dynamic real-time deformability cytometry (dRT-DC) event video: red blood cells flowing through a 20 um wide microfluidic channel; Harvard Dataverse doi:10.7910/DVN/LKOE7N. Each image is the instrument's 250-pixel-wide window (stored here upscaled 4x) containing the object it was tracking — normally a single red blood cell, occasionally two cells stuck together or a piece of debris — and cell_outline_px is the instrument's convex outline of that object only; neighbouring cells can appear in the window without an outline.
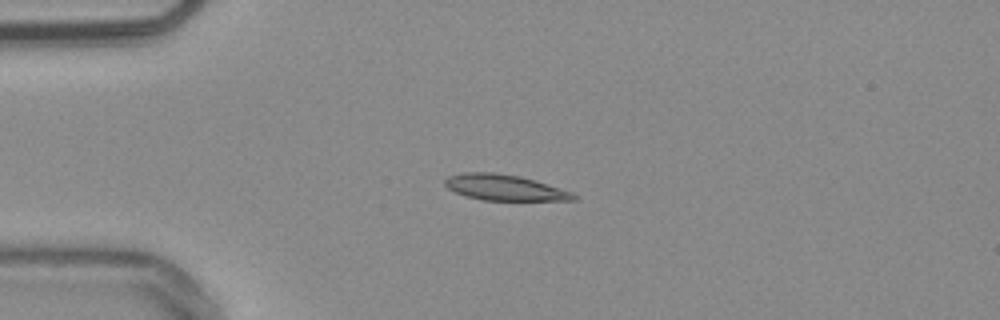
{"species": "common noctule bat (a hibernating species)", "species_latin": "Nyctalus noctula", "temperature_condition": "warm", "stored_images_in_passage": 41, "camera_frame_rate_fps": 3000, "um_per_image_px": 0.085, "animal": {"sex": "male", "body_mass_g": 20.4}, "frame": {"image": 1, "passage_image": 1, "time_ms": 0.0, "image_size_px": [1000, 320], "cell_outline_px": [[580, 196], [576, 200], [484, 200], [468, 196], [456, 192], [448, 188], [444, 184], [444, 180], [448, 176], [464, 172], [496, 172], [520, 176], [572, 192]], "centroid_in_image_um": [42.89, 15.93], "position_along_channel_um": 42.1, "area_um2": 19.19}}
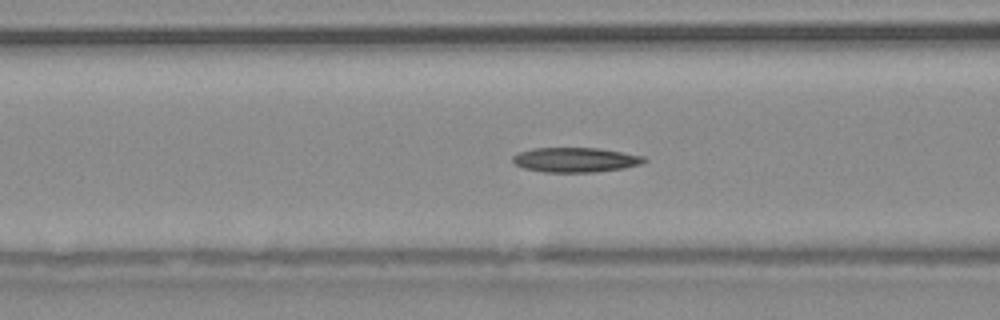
{"frame": {"image": 2, "passage_image": 9, "time_ms": 2.667, "image_size_px": [1000, 320], "cell_outline_px": [[648, 160], [640, 164], [624, 168], [596, 172], [544, 172], [524, 168], [516, 164], [512, 160], [512, 156], [516, 152], [532, 148], [596, 148], [644, 156]], "centroid_in_image_um": [48.88, 13.58], "position_along_channel_um": 117.7, "area_um2": 18.9}}
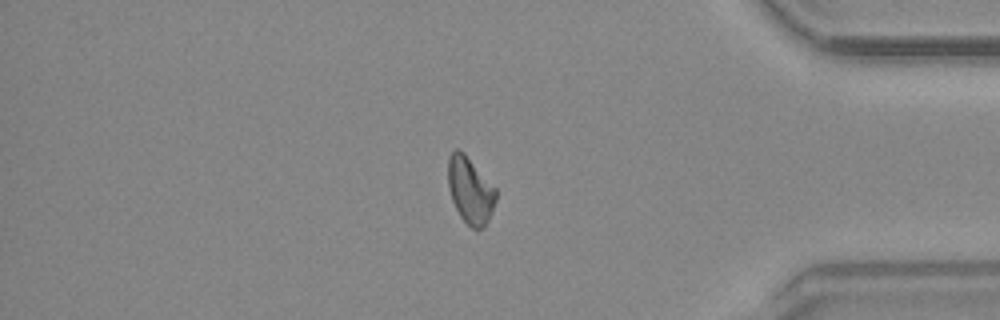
{"frame": {"image": 3, "passage_image": 33, "time_ms": 10.667, "image_size_px": [1000, 320], "cell_outline_px": [[496, 200], [484, 228], [476, 232], [460, 216], [452, 200], [448, 188], [448, 156], [456, 148], [464, 152], [496, 188]], "centroid_in_image_um": [39.96, 16.18], "position_along_channel_um": 395.2, "area_um2": 18.61}}